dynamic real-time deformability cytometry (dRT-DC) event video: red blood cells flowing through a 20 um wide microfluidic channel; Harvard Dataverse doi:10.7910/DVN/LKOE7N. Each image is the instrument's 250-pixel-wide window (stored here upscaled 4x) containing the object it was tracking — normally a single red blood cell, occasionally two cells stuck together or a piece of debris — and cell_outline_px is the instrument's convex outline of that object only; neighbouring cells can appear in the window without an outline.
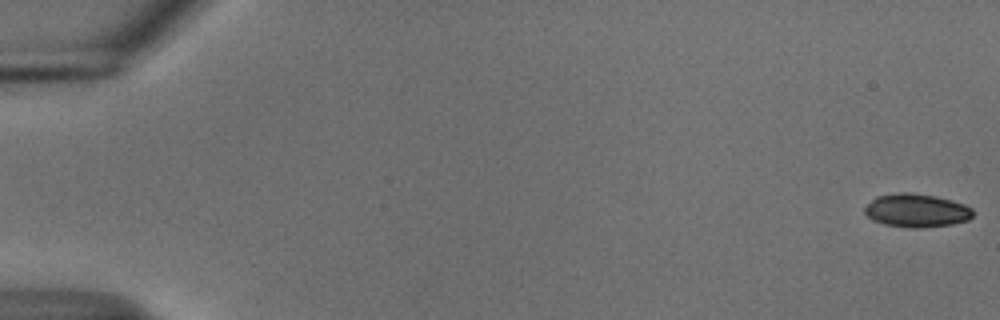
{"species": "common noctule bat (a hibernating species)", "species_latin": "Nyctalus noctula", "temperature_condition": "cold", "stored_images_in_passage": 9, "camera_frame_rate_fps": 3000, "um_per_image_px": 0.085, "animal": {"sex": "male", "body_mass_g": 18.8}, "frame": {"image": 1, "passage_image": 1, "time_ms": 0.0, "image_size_px": [1000, 320], "cell_outline_px": [[972, 216], [968, 220], [952, 224], [924, 228], [908, 228], [884, 224], [872, 220], [864, 212], [864, 208], [876, 196], [900, 192], [908, 192], [936, 196], [952, 200], [964, 204], [972, 208]], "centroid_in_image_um": [77.9, 17.89], "position_along_channel_um": 7.1, "area_um2": 21.15}}